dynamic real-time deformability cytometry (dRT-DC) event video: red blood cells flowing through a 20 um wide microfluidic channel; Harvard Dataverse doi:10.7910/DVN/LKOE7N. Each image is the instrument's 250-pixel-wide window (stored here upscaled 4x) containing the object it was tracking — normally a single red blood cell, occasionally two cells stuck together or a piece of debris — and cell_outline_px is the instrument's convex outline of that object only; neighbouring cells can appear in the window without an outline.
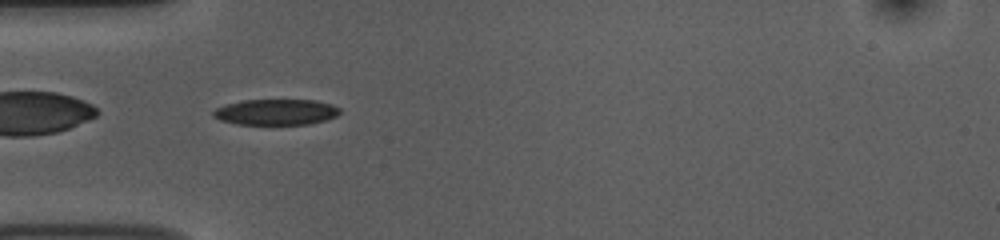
{"species": "common noctule bat (a hibernating species)", "species_latin": "Nyctalus noctula", "temperature_condition": "room temperature", "stored_images_in_passage": 38, "camera_frame_rate_fps": 3000, "um_per_image_px": 0.085, "animal": {"sex": "female", "body_mass_g": 10.0, "forearm_length_mm": 53.1}, "frame": {"image": 1, "passage_image": 1, "time_ms": 0.0, "image_size_px": [1000, 240], "cell_outline_px": [[340, 112], [336, 116], [324, 120], [308, 124], [236, 124], [220, 120], [212, 116], [212, 112], [216, 108], [224, 104], [244, 100], [316, 100], [332, 104], [340, 108]], "centroid_in_image_um": [23.43, 9.52], "position_along_channel_um": 61.6, "area_um2": 19.07}}
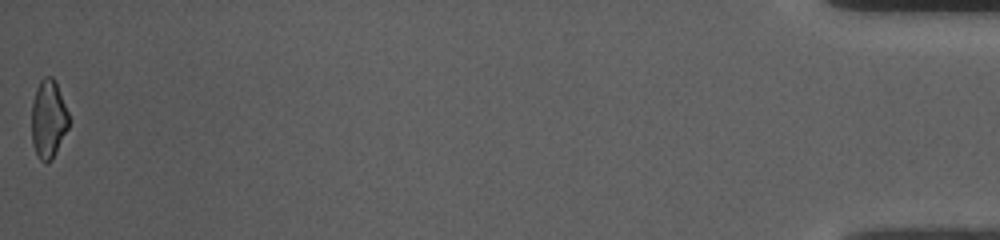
{"frame": {"image": 2, "passage_image": 38, "time_ms": 12.333, "image_size_px": [1000, 240], "cell_outline_px": [[68, 128], [52, 160], [40, 160], [36, 156], [32, 144], [32, 100], [36, 88], [40, 80], [44, 76], [52, 76], [56, 80], [68, 112]], "centroid_in_image_um": [4.1, 10.09], "position_along_channel_um": 431.1, "area_um2": 17.05}, "authors_computed_cell_mechanics": {"area_um2": 18.9295, "velocity_mm_per_s": 3.7894, "shape_relaxation_time_tau1_ms": 3.4481, "shape_relaxation_time_tau2_ms": 5.0817, "deformation_change_tau1": 0.1047, "deformation_change_tau2": 0.1201}}